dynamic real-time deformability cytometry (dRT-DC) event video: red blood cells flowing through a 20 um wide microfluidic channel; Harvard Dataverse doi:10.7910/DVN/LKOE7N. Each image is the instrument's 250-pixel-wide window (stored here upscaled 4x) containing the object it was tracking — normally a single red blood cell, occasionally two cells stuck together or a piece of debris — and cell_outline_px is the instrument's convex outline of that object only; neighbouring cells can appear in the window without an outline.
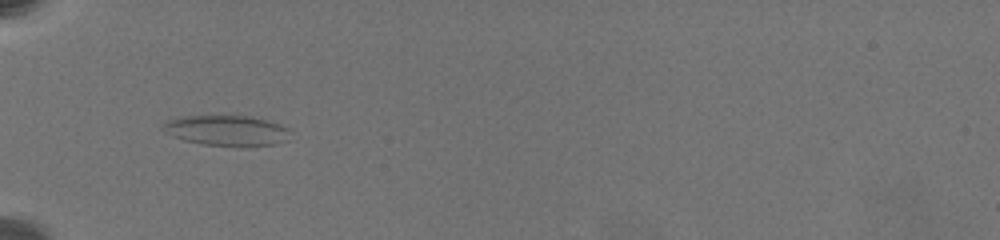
{"species": "common noctule bat (a hibernating species)", "species_latin": "Nyctalus noctula", "temperature_condition": "warm", "stored_images_in_passage": 2, "camera_frame_rate_fps": 3000, "um_per_image_px": 0.085, "animal": {"sex": "female", "body_mass_g": 19.5, "forearm_length_mm": 54.1}, "frame": {"image": 1, "passage_image": 1, "time_ms": 0.0, "image_size_px": [1000, 240], "cell_outline_px": [[292, 132], [288, 140], [272, 144], [244, 148], [204, 144], [184, 140], [172, 136], [164, 132], [160, 128], [168, 120], [180, 116], [248, 116], [280, 124], [288, 128]], "centroid_in_image_um": [19.28, 11.12], "position_along_channel_um": 65.7, "area_um2": 22.89}}